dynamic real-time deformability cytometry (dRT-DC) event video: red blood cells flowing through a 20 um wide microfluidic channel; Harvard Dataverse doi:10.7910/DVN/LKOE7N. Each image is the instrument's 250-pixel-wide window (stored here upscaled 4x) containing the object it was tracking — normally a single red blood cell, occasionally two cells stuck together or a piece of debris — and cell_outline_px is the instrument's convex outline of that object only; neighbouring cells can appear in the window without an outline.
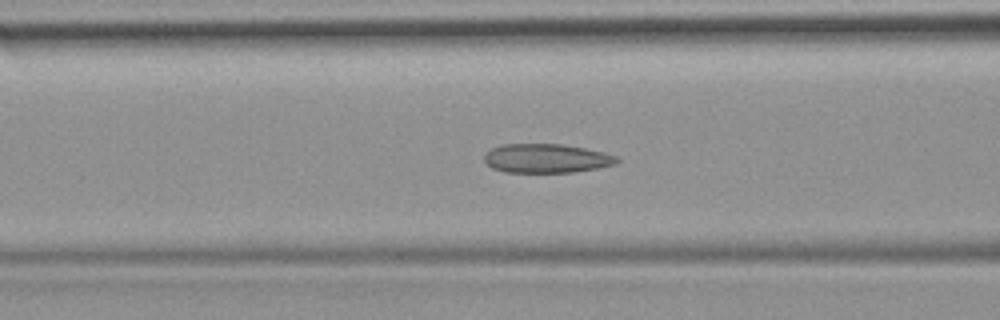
{"species": "common noctule bat (a hibernating species)", "species_latin": "Nyctalus noctula", "temperature_condition": "room temperature", "stored_images_in_passage": 35, "camera_frame_rate_fps": 3000, "um_per_image_px": 0.085, "animal": {"sex": "female", "body_mass_g": 19.9}, "frame": {"image": 1, "passage_image": 6, "time_ms": 1.667, "image_size_px": [1000, 320], "cell_outline_px": [[620, 160], [616, 164], [576, 172], [504, 172], [492, 168], [484, 160], [484, 156], [492, 148], [504, 144], [560, 144], [584, 148], [604, 152], [616, 156]], "centroid_in_image_um": [46.46, 13.46], "position_along_channel_um": 120.1, "area_um2": 22.31}}
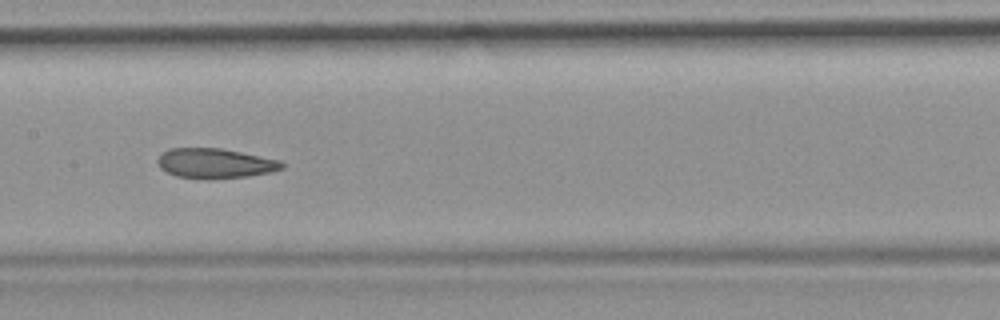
{"frame": {"image": 2, "passage_image": 11, "time_ms": 3.333, "image_size_px": [1000, 320], "cell_outline_px": [[284, 168], [272, 172], [248, 176], [176, 176], [160, 168], [156, 160], [168, 148], [220, 148], [280, 160], [284, 164]], "centroid_in_image_um": [18.3, 13.84], "position_along_channel_um": 189.1, "area_um2": 20.69}}